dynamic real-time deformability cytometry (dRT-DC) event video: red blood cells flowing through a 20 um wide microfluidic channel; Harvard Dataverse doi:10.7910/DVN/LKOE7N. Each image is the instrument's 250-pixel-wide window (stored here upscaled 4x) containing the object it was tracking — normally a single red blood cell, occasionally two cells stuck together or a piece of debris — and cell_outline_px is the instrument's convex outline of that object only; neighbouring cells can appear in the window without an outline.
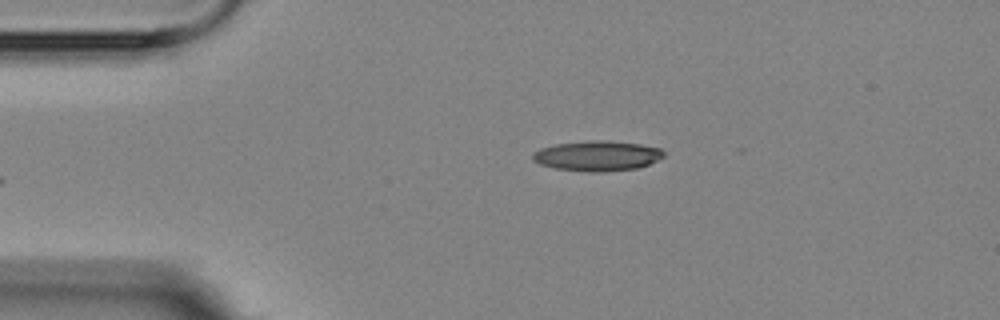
{"species": "Egyptian fruit bat (a non-hibernating species)", "species_latin": "Rousettus aegyptiacus", "temperature_condition": "room temperature", "stored_images_in_passage": 4, "camera_frame_rate_fps": 3000, "um_per_image_px": 0.085, "animal": {"sex": "female"}, "frame": {"image": 1, "passage_image": 4, "time_ms": 3.667, "image_size_px": [1000, 320], "cell_outline_px": [[664, 156], [648, 164], [636, 168], [596, 172], [588, 172], [556, 168], [540, 164], [532, 160], [532, 152], [540, 148], [556, 144], [588, 140], [608, 140], [640, 144], [660, 148], [664, 152]], "centroid_in_image_um": [50.73, 13.23], "position_along_channel_um": 34.3, "area_um2": 22.95}}